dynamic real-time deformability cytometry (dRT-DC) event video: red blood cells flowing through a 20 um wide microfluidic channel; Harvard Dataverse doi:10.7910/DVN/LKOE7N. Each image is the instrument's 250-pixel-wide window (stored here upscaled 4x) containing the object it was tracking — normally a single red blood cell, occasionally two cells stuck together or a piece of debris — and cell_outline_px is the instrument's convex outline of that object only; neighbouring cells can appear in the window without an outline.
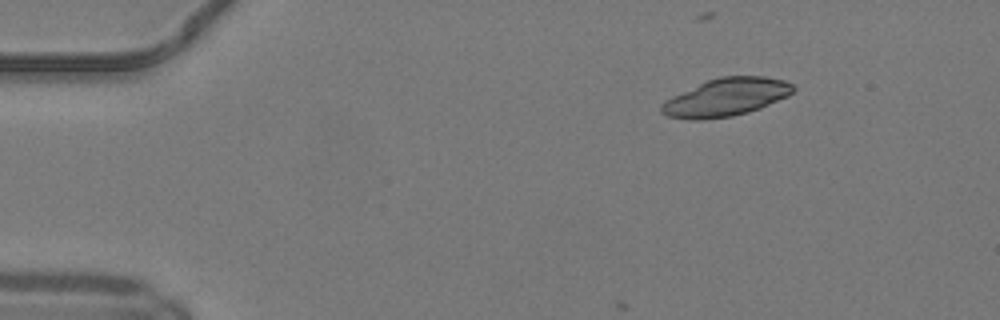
{"species": "common noctule bat (a hibernating species)", "species_latin": "Nyctalus noctula", "temperature_condition": "warm", "stored_images_in_passage": 5, "camera_frame_rate_fps": 3000, "um_per_image_px": 0.085, "animal": {"sex": "male", "body_mass_g": 19.2, "forearm_length_mm": 51.8}, "frame": {"image": 1, "passage_image": 1, "time_ms": 0.0, "image_size_px": [1000, 320], "cell_outline_px": [[796, 88], [788, 96], [760, 108], [748, 112], [732, 116], [700, 120], [692, 120], [668, 116], [660, 112], [660, 104], [664, 100], [672, 96], [708, 80], [720, 76], [764, 76], [784, 80], [792, 84]], "centroid_in_image_um": [61.7, 8.27], "position_along_channel_um": 23.3, "area_um2": 29.02}}